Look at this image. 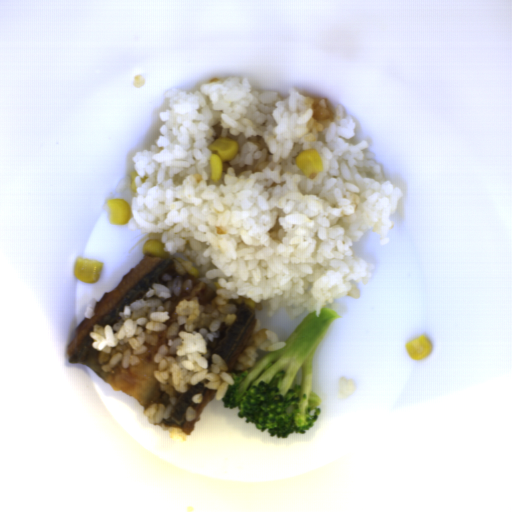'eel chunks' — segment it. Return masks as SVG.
Here are the masks:
<instances>
[{"label": "eel chunks", "mask_w": 512, "mask_h": 512, "mask_svg": "<svg viewBox=\"0 0 512 512\" xmlns=\"http://www.w3.org/2000/svg\"><path fill=\"white\" fill-rule=\"evenodd\" d=\"M209 379L203 378L196 384H187V391H178L177 393V401L173 409L171 410V414L169 419L163 420L159 423H153L152 425L161 426L164 424L167 427H172L176 429H181L186 436L191 435L196 423L200 420L202 411L207 403L214 398L217 390H213L210 388H206V383H208ZM196 393H201L203 395V400L201 404H194L191 402V398ZM191 405L193 408H196V419L186 420L185 412L187 405Z\"/></svg>", "instance_id": "3"}, {"label": "eel chunks", "mask_w": 512, "mask_h": 512, "mask_svg": "<svg viewBox=\"0 0 512 512\" xmlns=\"http://www.w3.org/2000/svg\"><path fill=\"white\" fill-rule=\"evenodd\" d=\"M215 297L214 288L207 287L201 293L198 294L197 302L201 304H207Z\"/></svg>", "instance_id": "4"}, {"label": "eel chunks", "mask_w": 512, "mask_h": 512, "mask_svg": "<svg viewBox=\"0 0 512 512\" xmlns=\"http://www.w3.org/2000/svg\"><path fill=\"white\" fill-rule=\"evenodd\" d=\"M230 305H235L236 319L232 327L222 321L219 327L218 338H213L207 344L209 353L220 356L227 365V372L231 375H238L244 371L234 369L237 359L250 340L256 325L257 316L254 309L246 307L241 301L238 304L234 298H228Z\"/></svg>", "instance_id": "2"}, {"label": "eel chunks", "mask_w": 512, "mask_h": 512, "mask_svg": "<svg viewBox=\"0 0 512 512\" xmlns=\"http://www.w3.org/2000/svg\"><path fill=\"white\" fill-rule=\"evenodd\" d=\"M180 277L176 270L174 256L157 257L144 255V257L131 268L120 280L117 287L104 293L101 301L95 302L94 317L75 326L74 339L69 345L68 361L73 364H82L91 369L99 378L106 381L111 390H122L132 395L144 407L150 404H170V394L161 391L155 370L159 364L155 359L161 346L166 345L167 338L160 337L157 344H146L148 350L135 356L139 364L121 368L120 362L112 371H103L99 362V350L92 345L94 325L115 326L120 319L119 312H124L125 306L144 298L151 287L163 283V277Z\"/></svg>", "instance_id": "1"}]
</instances>
